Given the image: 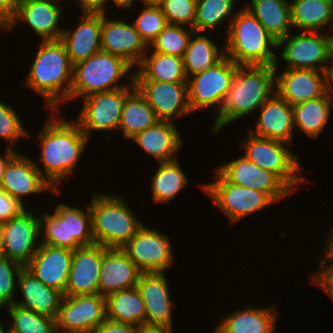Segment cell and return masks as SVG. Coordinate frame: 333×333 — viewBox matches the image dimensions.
<instances>
[{"label": "cell", "instance_id": "obj_1", "mask_svg": "<svg viewBox=\"0 0 333 333\" xmlns=\"http://www.w3.org/2000/svg\"><path fill=\"white\" fill-rule=\"evenodd\" d=\"M38 137L41 139L40 160L45 172L36 165L40 174L58 191L57 184L71 174L85 149L88 137L75 121L48 120Z\"/></svg>", "mask_w": 333, "mask_h": 333}, {"label": "cell", "instance_id": "obj_2", "mask_svg": "<svg viewBox=\"0 0 333 333\" xmlns=\"http://www.w3.org/2000/svg\"><path fill=\"white\" fill-rule=\"evenodd\" d=\"M277 66L238 65L230 90L216 115L213 132L258 110L276 91L274 90Z\"/></svg>", "mask_w": 333, "mask_h": 333}, {"label": "cell", "instance_id": "obj_3", "mask_svg": "<svg viewBox=\"0 0 333 333\" xmlns=\"http://www.w3.org/2000/svg\"><path fill=\"white\" fill-rule=\"evenodd\" d=\"M72 78L73 64L65 45L60 39L47 40L40 43L25 86L43 96L56 114L60 101L69 100Z\"/></svg>", "mask_w": 333, "mask_h": 333}, {"label": "cell", "instance_id": "obj_4", "mask_svg": "<svg viewBox=\"0 0 333 333\" xmlns=\"http://www.w3.org/2000/svg\"><path fill=\"white\" fill-rule=\"evenodd\" d=\"M225 55L237 65H275L278 60L271 47L278 42L262 24L246 9L229 20Z\"/></svg>", "mask_w": 333, "mask_h": 333}, {"label": "cell", "instance_id": "obj_5", "mask_svg": "<svg viewBox=\"0 0 333 333\" xmlns=\"http://www.w3.org/2000/svg\"><path fill=\"white\" fill-rule=\"evenodd\" d=\"M89 204L95 244L122 248L143 226L120 196L94 193Z\"/></svg>", "mask_w": 333, "mask_h": 333}, {"label": "cell", "instance_id": "obj_6", "mask_svg": "<svg viewBox=\"0 0 333 333\" xmlns=\"http://www.w3.org/2000/svg\"><path fill=\"white\" fill-rule=\"evenodd\" d=\"M131 67L122 57L102 50L75 63L69 99L128 87L119 85L118 81L129 75Z\"/></svg>", "mask_w": 333, "mask_h": 333}, {"label": "cell", "instance_id": "obj_7", "mask_svg": "<svg viewBox=\"0 0 333 333\" xmlns=\"http://www.w3.org/2000/svg\"><path fill=\"white\" fill-rule=\"evenodd\" d=\"M86 208L85 213L63 203L56 206L53 215H40V231L44 230L41 244L73 251L81 246L95 244L89 205Z\"/></svg>", "mask_w": 333, "mask_h": 333}, {"label": "cell", "instance_id": "obj_8", "mask_svg": "<svg viewBox=\"0 0 333 333\" xmlns=\"http://www.w3.org/2000/svg\"><path fill=\"white\" fill-rule=\"evenodd\" d=\"M246 142L242 146L245 148V157L262 168L275 174L292 192L295 186L305 180L297 174L301 173V166L296 155L285 147L289 144L262 138L249 133ZM285 145V146H284Z\"/></svg>", "mask_w": 333, "mask_h": 333}, {"label": "cell", "instance_id": "obj_9", "mask_svg": "<svg viewBox=\"0 0 333 333\" xmlns=\"http://www.w3.org/2000/svg\"><path fill=\"white\" fill-rule=\"evenodd\" d=\"M238 65L226 55L213 67L187 79L190 110L203 107L218 108V115L227 92L230 90Z\"/></svg>", "mask_w": 333, "mask_h": 333}, {"label": "cell", "instance_id": "obj_10", "mask_svg": "<svg viewBox=\"0 0 333 333\" xmlns=\"http://www.w3.org/2000/svg\"><path fill=\"white\" fill-rule=\"evenodd\" d=\"M129 76L131 84L128 87L84 97L81 113L76 122L88 138L92 130L118 129L124 101L135 89L134 74Z\"/></svg>", "mask_w": 333, "mask_h": 333}, {"label": "cell", "instance_id": "obj_11", "mask_svg": "<svg viewBox=\"0 0 333 333\" xmlns=\"http://www.w3.org/2000/svg\"><path fill=\"white\" fill-rule=\"evenodd\" d=\"M215 181L201 187L232 223L275 203L264 192L228 182L216 169Z\"/></svg>", "mask_w": 333, "mask_h": 333}, {"label": "cell", "instance_id": "obj_12", "mask_svg": "<svg viewBox=\"0 0 333 333\" xmlns=\"http://www.w3.org/2000/svg\"><path fill=\"white\" fill-rule=\"evenodd\" d=\"M106 319V298L99 294L63 296L56 318L57 332L93 333Z\"/></svg>", "mask_w": 333, "mask_h": 333}, {"label": "cell", "instance_id": "obj_13", "mask_svg": "<svg viewBox=\"0 0 333 333\" xmlns=\"http://www.w3.org/2000/svg\"><path fill=\"white\" fill-rule=\"evenodd\" d=\"M121 249L143 273H164L174 261L168 236L145 225Z\"/></svg>", "mask_w": 333, "mask_h": 333}, {"label": "cell", "instance_id": "obj_14", "mask_svg": "<svg viewBox=\"0 0 333 333\" xmlns=\"http://www.w3.org/2000/svg\"><path fill=\"white\" fill-rule=\"evenodd\" d=\"M326 34V35H325ZM278 41V48L284 46L281 57L287 62L285 69H310L327 72L329 61L328 34L303 31ZM328 63V65H322ZM316 65H319L318 67Z\"/></svg>", "mask_w": 333, "mask_h": 333}, {"label": "cell", "instance_id": "obj_15", "mask_svg": "<svg viewBox=\"0 0 333 333\" xmlns=\"http://www.w3.org/2000/svg\"><path fill=\"white\" fill-rule=\"evenodd\" d=\"M135 88L154 110L159 121L190 114L187 82L134 80Z\"/></svg>", "mask_w": 333, "mask_h": 333}, {"label": "cell", "instance_id": "obj_16", "mask_svg": "<svg viewBox=\"0 0 333 333\" xmlns=\"http://www.w3.org/2000/svg\"><path fill=\"white\" fill-rule=\"evenodd\" d=\"M41 234L39 216L22 211L2 224L3 255L25 267L39 247H36V239Z\"/></svg>", "mask_w": 333, "mask_h": 333}, {"label": "cell", "instance_id": "obj_17", "mask_svg": "<svg viewBox=\"0 0 333 333\" xmlns=\"http://www.w3.org/2000/svg\"><path fill=\"white\" fill-rule=\"evenodd\" d=\"M228 182L266 193L274 202L293 192L273 173L258 167L245 156L216 169Z\"/></svg>", "mask_w": 333, "mask_h": 333}, {"label": "cell", "instance_id": "obj_18", "mask_svg": "<svg viewBox=\"0 0 333 333\" xmlns=\"http://www.w3.org/2000/svg\"><path fill=\"white\" fill-rule=\"evenodd\" d=\"M103 246H81L74 251L65 296L99 294Z\"/></svg>", "mask_w": 333, "mask_h": 333}, {"label": "cell", "instance_id": "obj_19", "mask_svg": "<svg viewBox=\"0 0 333 333\" xmlns=\"http://www.w3.org/2000/svg\"><path fill=\"white\" fill-rule=\"evenodd\" d=\"M101 49L136 66L146 54L148 45L133 24L122 20H108L106 14H102Z\"/></svg>", "mask_w": 333, "mask_h": 333}, {"label": "cell", "instance_id": "obj_20", "mask_svg": "<svg viewBox=\"0 0 333 333\" xmlns=\"http://www.w3.org/2000/svg\"><path fill=\"white\" fill-rule=\"evenodd\" d=\"M276 93L291 106L327 93V72L285 69L275 76Z\"/></svg>", "mask_w": 333, "mask_h": 333}, {"label": "cell", "instance_id": "obj_21", "mask_svg": "<svg viewBox=\"0 0 333 333\" xmlns=\"http://www.w3.org/2000/svg\"><path fill=\"white\" fill-rule=\"evenodd\" d=\"M73 254L74 251L71 249L40 243L25 267L44 285L65 295Z\"/></svg>", "mask_w": 333, "mask_h": 333}, {"label": "cell", "instance_id": "obj_22", "mask_svg": "<svg viewBox=\"0 0 333 333\" xmlns=\"http://www.w3.org/2000/svg\"><path fill=\"white\" fill-rule=\"evenodd\" d=\"M136 288L145 304L146 328H172V302L165 274L142 273Z\"/></svg>", "mask_w": 333, "mask_h": 333}, {"label": "cell", "instance_id": "obj_23", "mask_svg": "<svg viewBox=\"0 0 333 333\" xmlns=\"http://www.w3.org/2000/svg\"><path fill=\"white\" fill-rule=\"evenodd\" d=\"M62 0H17L16 12L11 26L27 21L42 41L58 40L64 29H60L59 20L62 9L57 4ZM58 26V27H57Z\"/></svg>", "mask_w": 333, "mask_h": 333}, {"label": "cell", "instance_id": "obj_24", "mask_svg": "<svg viewBox=\"0 0 333 333\" xmlns=\"http://www.w3.org/2000/svg\"><path fill=\"white\" fill-rule=\"evenodd\" d=\"M2 189L23 204V196L50 190L59 194L37 170L35 162L17 153L6 165Z\"/></svg>", "mask_w": 333, "mask_h": 333}, {"label": "cell", "instance_id": "obj_25", "mask_svg": "<svg viewBox=\"0 0 333 333\" xmlns=\"http://www.w3.org/2000/svg\"><path fill=\"white\" fill-rule=\"evenodd\" d=\"M143 272L120 248L103 246V260L99 274V295H107L137 286Z\"/></svg>", "mask_w": 333, "mask_h": 333}, {"label": "cell", "instance_id": "obj_26", "mask_svg": "<svg viewBox=\"0 0 333 333\" xmlns=\"http://www.w3.org/2000/svg\"><path fill=\"white\" fill-rule=\"evenodd\" d=\"M260 109L255 129L250 133L292 145L294 128L292 106L275 92Z\"/></svg>", "mask_w": 333, "mask_h": 333}, {"label": "cell", "instance_id": "obj_27", "mask_svg": "<svg viewBox=\"0 0 333 333\" xmlns=\"http://www.w3.org/2000/svg\"><path fill=\"white\" fill-rule=\"evenodd\" d=\"M74 31L63 30L60 40L74 65L101 51L102 14L83 13Z\"/></svg>", "mask_w": 333, "mask_h": 333}, {"label": "cell", "instance_id": "obj_28", "mask_svg": "<svg viewBox=\"0 0 333 333\" xmlns=\"http://www.w3.org/2000/svg\"><path fill=\"white\" fill-rule=\"evenodd\" d=\"M16 281L23 300L15 301L14 304L53 319L57 318L64 296L61 291L44 285L26 267L21 269Z\"/></svg>", "mask_w": 333, "mask_h": 333}, {"label": "cell", "instance_id": "obj_29", "mask_svg": "<svg viewBox=\"0 0 333 333\" xmlns=\"http://www.w3.org/2000/svg\"><path fill=\"white\" fill-rule=\"evenodd\" d=\"M176 128L171 121H159L131 139L159 163L171 162L177 160L183 142Z\"/></svg>", "mask_w": 333, "mask_h": 333}, {"label": "cell", "instance_id": "obj_30", "mask_svg": "<svg viewBox=\"0 0 333 333\" xmlns=\"http://www.w3.org/2000/svg\"><path fill=\"white\" fill-rule=\"evenodd\" d=\"M247 308V309H246ZM227 314L213 333H274L277 312L273 307H246Z\"/></svg>", "mask_w": 333, "mask_h": 333}, {"label": "cell", "instance_id": "obj_31", "mask_svg": "<svg viewBox=\"0 0 333 333\" xmlns=\"http://www.w3.org/2000/svg\"><path fill=\"white\" fill-rule=\"evenodd\" d=\"M105 298L107 319L146 328L145 304L136 287L113 292Z\"/></svg>", "mask_w": 333, "mask_h": 333}, {"label": "cell", "instance_id": "obj_32", "mask_svg": "<svg viewBox=\"0 0 333 333\" xmlns=\"http://www.w3.org/2000/svg\"><path fill=\"white\" fill-rule=\"evenodd\" d=\"M246 8L278 42L289 34L292 25L287 0H251Z\"/></svg>", "mask_w": 333, "mask_h": 333}, {"label": "cell", "instance_id": "obj_33", "mask_svg": "<svg viewBox=\"0 0 333 333\" xmlns=\"http://www.w3.org/2000/svg\"><path fill=\"white\" fill-rule=\"evenodd\" d=\"M134 73V80H153L162 82H187L183 58L153 52L143 56Z\"/></svg>", "mask_w": 333, "mask_h": 333}, {"label": "cell", "instance_id": "obj_34", "mask_svg": "<svg viewBox=\"0 0 333 333\" xmlns=\"http://www.w3.org/2000/svg\"><path fill=\"white\" fill-rule=\"evenodd\" d=\"M157 122L154 110L135 88L124 101L118 130L122 129L126 139H131Z\"/></svg>", "mask_w": 333, "mask_h": 333}, {"label": "cell", "instance_id": "obj_35", "mask_svg": "<svg viewBox=\"0 0 333 333\" xmlns=\"http://www.w3.org/2000/svg\"><path fill=\"white\" fill-rule=\"evenodd\" d=\"M294 28L317 32L333 22V0H293L290 2Z\"/></svg>", "mask_w": 333, "mask_h": 333}, {"label": "cell", "instance_id": "obj_36", "mask_svg": "<svg viewBox=\"0 0 333 333\" xmlns=\"http://www.w3.org/2000/svg\"><path fill=\"white\" fill-rule=\"evenodd\" d=\"M331 106L333 107V100L328 93L322 97L293 105L294 126H298V129L308 136L317 138L325 129Z\"/></svg>", "mask_w": 333, "mask_h": 333}, {"label": "cell", "instance_id": "obj_37", "mask_svg": "<svg viewBox=\"0 0 333 333\" xmlns=\"http://www.w3.org/2000/svg\"><path fill=\"white\" fill-rule=\"evenodd\" d=\"M223 51L224 49L219 50L217 46L204 35H197L196 38L190 39L189 45L183 55L187 78L201 73L217 64L225 56V52Z\"/></svg>", "mask_w": 333, "mask_h": 333}, {"label": "cell", "instance_id": "obj_38", "mask_svg": "<svg viewBox=\"0 0 333 333\" xmlns=\"http://www.w3.org/2000/svg\"><path fill=\"white\" fill-rule=\"evenodd\" d=\"M177 160L159 163V167L151 178L153 200L157 203H168L183 190L188 179Z\"/></svg>", "mask_w": 333, "mask_h": 333}, {"label": "cell", "instance_id": "obj_39", "mask_svg": "<svg viewBox=\"0 0 333 333\" xmlns=\"http://www.w3.org/2000/svg\"><path fill=\"white\" fill-rule=\"evenodd\" d=\"M13 319L9 333H57L56 319L13 304L7 306Z\"/></svg>", "mask_w": 333, "mask_h": 333}, {"label": "cell", "instance_id": "obj_40", "mask_svg": "<svg viewBox=\"0 0 333 333\" xmlns=\"http://www.w3.org/2000/svg\"><path fill=\"white\" fill-rule=\"evenodd\" d=\"M234 6L235 0H197L193 30L201 34L214 29L231 16Z\"/></svg>", "mask_w": 333, "mask_h": 333}, {"label": "cell", "instance_id": "obj_41", "mask_svg": "<svg viewBox=\"0 0 333 333\" xmlns=\"http://www.w3.org/2000/svg\"><path fill=\"white\" fill-rule=\"evenodd\" d=\"M198 34L192 28L184 29L181 25L167 26L151 42L154 46L153 52L174 55L183 58V55L189 45L191 35Z\"/></svg>", "mask_w": 333, "mask_h": 333}, {"label": "cell", "instance_id": "obj_42", "mask_svg": "<svg viewBox=\"0 0 333 333\" xmlns=\"http://www.w3.org/2000/svg\"><path fill=\"white\" fill-rule=\"evenodd\" d=\"M168 22L160 5H146L133 25L147 45L158 36Z\"/></svg>", "mask_w": 333, "mask_h": 333}, {"label": "cell", "instance_id": "obj_43", "mask_svg": "<svg viewBox=\"0 0 333 333\" xmlns=\"http://www.w3.org/2000/svg\"><path fill=\"white\" fill-rule=\"evenodd\" d=\"M197 0H164L160 7L168 24L189 25L192 28L195 23V11Z\"/></svg>", "mask_w": 333, "mask_h": 333}, {"label": "cell", "instance_id": "obj_44", "mask_svg": "<svg viewBox=\"0 0 333 333\" xmlns=\"http://www.w3.org/2000/svg\"><path fill=\"white\" fill-rule=\"evenodd\" d=\"M23 267L20 263L5 256L0 258V308L15 303V283H18L15 279Z\"/></svg>", "mask_w": 333, "mask_h": 333}, {"label": "cell", "instance_id": "obj_45", "mask_svg": "<svg viewBox=\"0 0 333 333\" xmlns=\"http://www.w3.org/2000/svg\"><path fill=\"white\" fill-rule=\"evenodd\" d=\"M29 136L27 131L22 125L16 111L8 104L0 102V137L9 141L11 145L7 147L13 149L18 139L21 137Z\"/></svg>", "mask_w": 333, "mask_h": 333}, {"label": "cell", "instance_id": "obj_46", "mask_svg": "<svg viewBox=\"0 0 333 333\" xmlns=\"http://www.w3.org/2000/svg\"><path fill=\"white\" fill-rule=\"evenodd\" d=\"M24 210V204L7 194L0 186V223L8 222Z\"/></svg>", "mask_w": 333, "mask_h": 333}, {"label": "cell", "instance_id": "obj_47", "mask_svg": "<svg viewBox=\"0 0 333 333\" xmlns=\"http://www.w3.org/2000/svg\"><path fill=\"white\" fill-rule=\"evenodd\" d=\"M141 328L105 319L93 333H140Z\"/></svg>", "mask_w": 333, "mask_h": 333}, {"label": "cell", "instance_id": "obj_48", "mask_svg": "<svg viewBox=\"0 0 333 333\" xmlns=\"http://www.w3.org/2000/svg\"><path fill=\"white\" fill-rule=\"evenodd\" d=\"M17 0H0V28L7 30L16 12Z\"/></svg>", "mask_w": 333, "mask_h": 333}, {"label": "cell", "instance_id": "obj_49", "mask_svg": "<svg viewBox=\"0 0 333 333\" xmlns=\"http://www.w3.org/2000/svg\"><path fill=\"white\" fill-rule=\"evenodd\" d=\"M83 13L106 14L105 4L108 0H76Z\"/></svg>", "mask_w": 333, "mask_h": 333}, {"label": "cell", "instance_id": "obj_50", "mask_svg": "<svg viewBox=\"0 0 333 333\" xmlns=\"http://www.w3.org/2000/svg\"><path fill=\"white\" fill-rule=\"evenodd\" d=\"M7 152L5 153V155L3 157L0 156V186L2 183V179H3V174L6 168V165L8 164V162L17 154L16 151H14V149H10L7 147Z\"/></svg>", "mask_w": 333, "mask_h": 333}, {"label": "cell", "instance_id": "obj_51", "mask_svg": "<svg viewBox=\"0 0 333 333\" xmlns=\"http://www.w3.org/2000/svg\"><path fill=\"white\" fill-rule=\"evenodd\" d=\"M327 239H328V241L326 243V247H324V250H325L324 256L325 257L321 259V261H322L321 266L322 267H323V265L326 264V262L333 260V230H332L331 234L328 236Z\"/></svg>", "mask_w": 333, "mask_h": 333}, {"label": "cell", "instance_id": "obj_52", "mask_svg": "<svg viewBox=\"0 0 333 333\" xmlns=\"http://www.w3.org/2000/svg\"><path fill=\"white\" fill-rule=\"evenodd\" d=\"M327 93L333 100V66L327 70Z\"/></svg>", "mask_w": 333, "mask_h": 333}, {"label": "cell", "instance_id": "obj_53", "mask_svg": "<svg viewBox=\"0 0 333 333\" xmlns=\"http://www.w3.org/2000/svg\"><path fill=\"white\" fill-rule=\"evenodd\" d=\"M140 333H172V328H143Z\"/></svg>", "mask_w": 333, "mask_h": 333}, {"label": "cell", "instance_id": "obj_54", "mask_svg": "<svg viewBox=\"0 0 333 333\" xmlns=\"http://www.w3.org/2000/svg\"><path fill=\"white\" fill-rule=\"evenodd\" d=\"M330 33H332V35L328 34V50H329V61L332 63L330 66H333V28Z\"/></svg>", "mask_w": 333, "mask_h": 333}, {"label": "cell", "instance_id": "obj_55", "mask_svg": "<svg viewBox=\"0 0 333 333\" xmlns=\"http://www.w3.org/2000/svg\"><path fill=\"white\" fill-rule=\"evenodd\" d=\"M134 0H113L116 6L122 7V8H130Z\"/></svg>", "mask_w": 333, "mask_h": 333}, {"label": "cell", "instance_id": "obj_56", "mask_svg": "<svg viewBox=\"0 0 333 333\" xmlns=\"http://www.w3.org/2000/svg\"><path fill=\"white\" fill-rule=\"evenodd\" d=\"M142 1L144 5H160L164 0H141V2Z\"/></svg>", "mask_w": 333, "mask_h": 333}, {"label": "cell", "instance_id": "obj_57", "mask_svg": "<svg viewBox=\"0 0 333 333\" xmlns=\"http://www.w3.org/2000/svg\"><path fill=\"white\" fill-rule=\"evenodd\" d=\"M2 224L0 223V258L3 257Z\"/></svg>", "mask_w": 333, "mask_h": 333}, {"label": "cell", "instance_id": "obj_58", "mask_svg": "<svg viewBox=\"0 0 333 333\" xmlns=\"http://www.w3.org/2000/svg\"><path fill=\"white\" fill-rule=\"evenodd\" d=\"M0 333H9V328H7V330H4L2 324L0 323Z\"/></svg>", "mask_w": 333, "mask_h": 333}]
</instances>
